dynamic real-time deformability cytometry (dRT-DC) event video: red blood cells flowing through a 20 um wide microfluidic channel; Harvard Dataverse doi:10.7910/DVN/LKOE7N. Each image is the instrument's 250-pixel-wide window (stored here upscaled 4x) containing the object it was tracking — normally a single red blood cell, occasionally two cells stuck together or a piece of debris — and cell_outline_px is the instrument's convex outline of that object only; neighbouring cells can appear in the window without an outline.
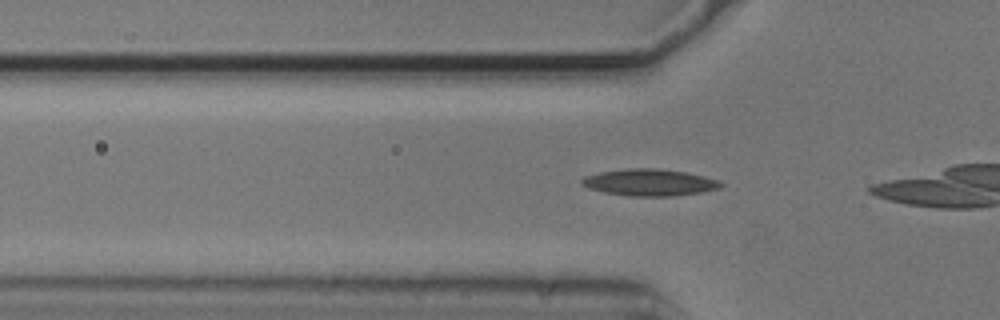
{"species": "common noctule bat (a hibernating species)", "species_latin": "Nyctalus noctula", "temperature_condition": "cold", "stored_images_in_passage": 10, "camera_frame_rate_fps": 3000, "um_per_image_px": 0.085, "animal": {"sex": "male", "body_mass_g": 20.5, "forearm_length_mm": 52.5}, "frame": {"image": 1, "passage_image": 5, "time_ms": 1.333, "image_size_px": [1000, 320], "cell_outline_px": [[724, 184], [720, 188], [700, 192], [672, 196], [628, 196], [604, 192], [588, 188], [580, 184], [580, 180], [584, 176], [600, 172], [624, 168], [656, 168], [684, 172], [704, 176], [720, 180]], "centroid_in_image_um": [55.18, 15.5], "position_along_channel_um": 70.6, "area_um2": 21.79}}
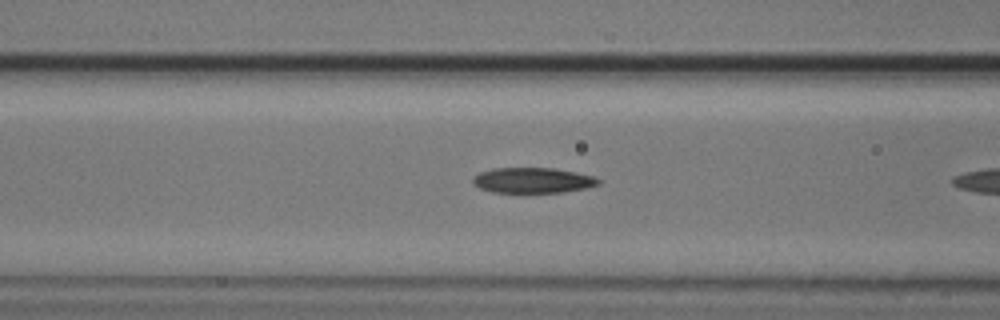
{"frame": {"image": 2, "passage_image": 9, "time_ms": 2.667, "image_size_px": [1000, 320], "cell_outline_px": [[600, 184], [584, 188], [564, 192], [492, 192], [480, 188], [472, 184], [472, 176], [480, 172], [492, 168], [556, 168], [596, 176], [600, 180]], "centroid_in_image_um": [45.27, 15.32], "position_along_channel_um": 121.3, "area_um2": 18.73}}